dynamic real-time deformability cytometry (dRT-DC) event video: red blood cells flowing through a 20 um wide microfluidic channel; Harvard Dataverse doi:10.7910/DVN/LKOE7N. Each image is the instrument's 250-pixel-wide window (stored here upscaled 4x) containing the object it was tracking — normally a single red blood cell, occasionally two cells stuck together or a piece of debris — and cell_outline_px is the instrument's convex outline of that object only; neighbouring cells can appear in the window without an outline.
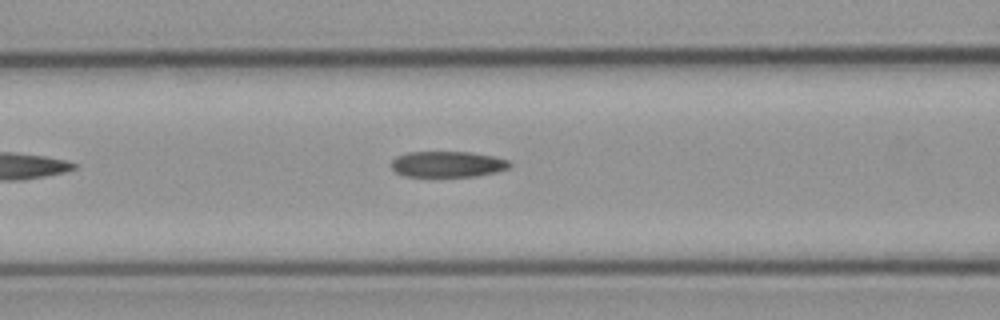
{"species": "common noctule bat (a hibernating species)", "species_latin": "Nyctalus noctula", "temperature_condition": "cold", "stored_images_in_passage": 8, "camera_frame_rate_fps": 3000, "um_per_image_px": 0.085, "animal": {"sex": "male", "body_mass_g": 23.1, "forearm_length_mm": 52.7}, "frame": {"image": 1, "passage_image": 8, "time_ms": 8.333, "image_size_px": [1000, 320], "cell_outline_px": [[512, 164], [508, 168], [496, 172], [476, 176], [404, 176], [396, 172], [392, 168], [392, 160], [396, 156], [408, 152], [472, 152], [492, 156], [508, 160]], "centroid_in_image_um": [38.04, 13.95], "position_along_channel_um": 128.6, "area_um2": 17.8}}